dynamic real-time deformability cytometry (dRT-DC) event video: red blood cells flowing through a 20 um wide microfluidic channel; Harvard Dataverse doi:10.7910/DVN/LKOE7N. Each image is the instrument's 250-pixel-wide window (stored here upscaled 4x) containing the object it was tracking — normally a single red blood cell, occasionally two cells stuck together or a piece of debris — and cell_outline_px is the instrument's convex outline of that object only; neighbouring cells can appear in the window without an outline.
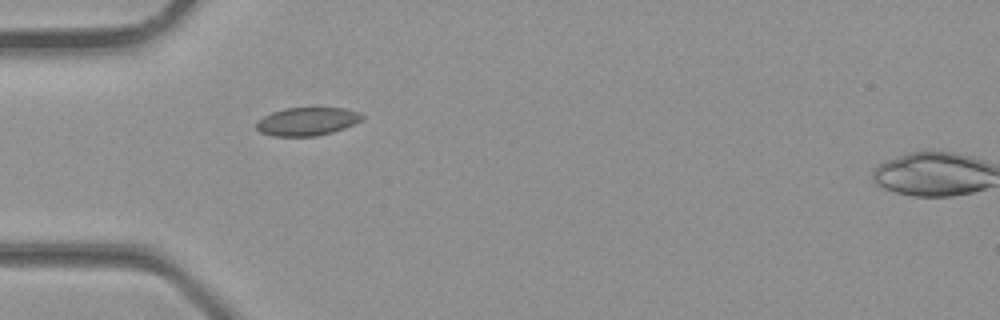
{"species": "common noctule bat (a hibernating species)", "species_latin": "Nyctalus noctula", "temperature_condition": "room temperature", "stored_images_in_passage": 5, "camera_frame_rate_fps": 3000, "um_per_image_px": 0.085, "animal": {"sex": "male", "body_mass_g": 23.1, "forearm_length_mm": 52.7}, "frame": {"image": 1, "passage_image": 4, "time_ms": 1.0, "image_size_px": [1000, 320], "cell_outline_px": [[364, 120], [344, 128], [332, 132], [316, 136], [272, 136], [260, 132], [256, 128], [256, 124], [264, 116], [272, 112], [284, 108], [344, 108], [360, 112], [364, 116]], "centroid_in_image_um": [26.14, 10.32], "position_along_channel_um": 58.9, "area_um2": 17.4}}